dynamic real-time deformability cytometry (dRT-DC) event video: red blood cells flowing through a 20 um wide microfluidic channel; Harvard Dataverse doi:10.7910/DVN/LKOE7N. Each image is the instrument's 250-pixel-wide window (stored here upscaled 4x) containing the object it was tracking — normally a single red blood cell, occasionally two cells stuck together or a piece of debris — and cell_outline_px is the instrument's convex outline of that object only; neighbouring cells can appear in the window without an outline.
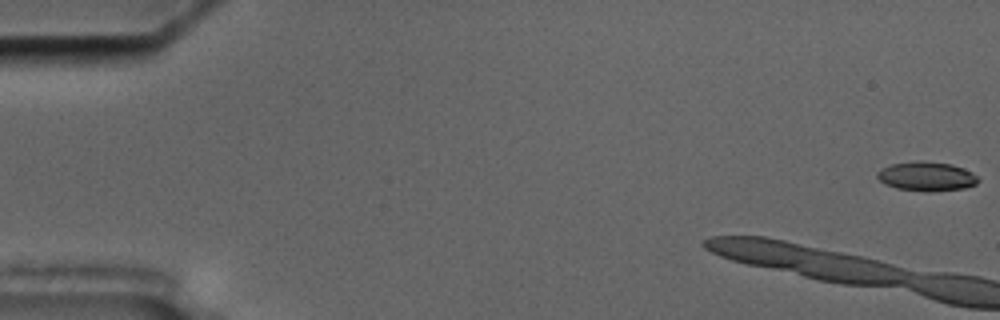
{"species": "common noctule bat (a hibernating species)", "species_latin": "Nyctalus noctula", "temperature_condition": "cold", "stored_images_in_passage": 8, "camera_frame_rate_fps": 3000, "um_per_image_px": 0.085, "animal": {"sex": "male", "body_mass_g": 17.5, "forearm_length_mm": 52.3}, "frame": {"image": 1, "passage_image": 1, "time_ms": 0.0, "image_size_px": [1000, 320], "cell_outline_px": [[980, 180], [976, 184], [964, 188], [928, 192], [896, 188], [880, 180], [876, 176], [876, 172], [880, 168], [892, 164], [916, 160], [924, 160], [952, 164], [964, 168], [972, 172]], "centroid_in_image_um": [78.76, 14.97], "position_along_channel_um": 6.2, "area_um2": 17.34}}